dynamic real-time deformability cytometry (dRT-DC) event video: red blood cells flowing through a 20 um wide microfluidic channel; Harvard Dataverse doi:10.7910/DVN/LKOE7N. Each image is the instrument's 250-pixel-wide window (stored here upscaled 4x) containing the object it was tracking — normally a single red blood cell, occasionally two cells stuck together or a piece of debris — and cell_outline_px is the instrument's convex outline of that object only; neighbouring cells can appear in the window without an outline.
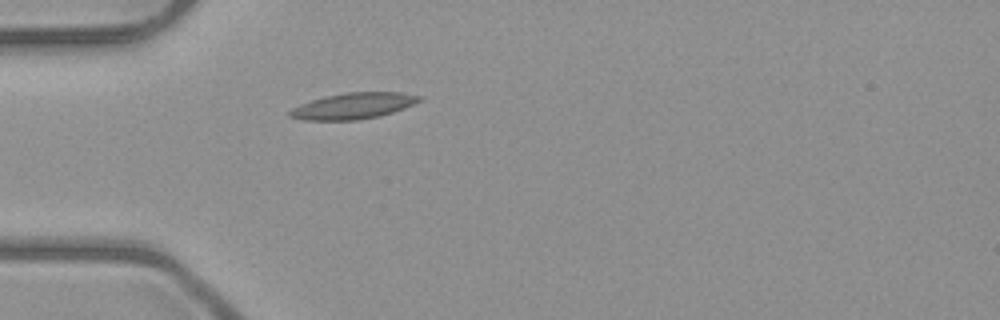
{"species": "common noctule bat (a hibernating species)", "species_latin": "Nyctalus noctula", "temperature_condition": "room temperature", "stored_images_in_passage": 2, "camera_frame_rate_fps": 3000, "um_per_image_px": 0.085, "animal": {"sex": "male", "body_mass_g": 23.1, "forearm_length_mm": 52.7}, "frame": {"image": 1, "passage_image": 2, "time_ms": 1.333, "image_size_px": [1000, 320], "cell_outline_px": [[420, 100], [404, 108], [380, 116], [356, 120], [304, 120], [288, 116], [288, 112], [292, 108], [300, 104], [324, 96], [344, 92], [400, 92], [420, 96]], "centroid_in_image_um": [29.98, 9.0], "position_along_channel_um": 55.0, "area_um2": 19.59}}